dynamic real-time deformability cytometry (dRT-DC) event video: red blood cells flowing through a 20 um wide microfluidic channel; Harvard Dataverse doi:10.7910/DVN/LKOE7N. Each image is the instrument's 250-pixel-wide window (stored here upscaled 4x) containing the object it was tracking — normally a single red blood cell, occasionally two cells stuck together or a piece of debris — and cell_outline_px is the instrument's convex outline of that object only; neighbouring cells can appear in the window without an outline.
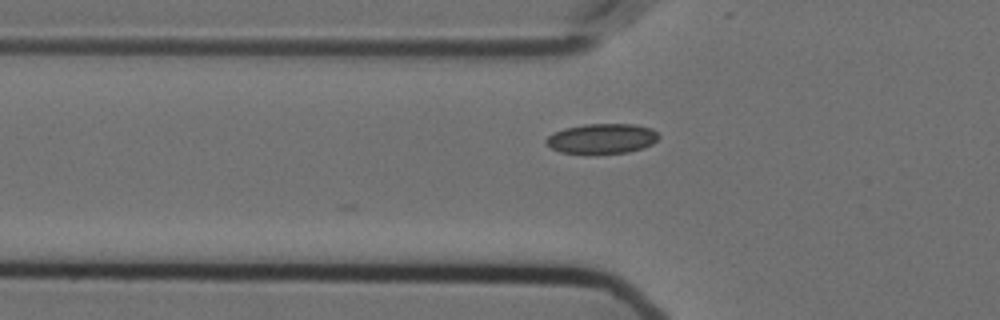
{"species": "Egyptian fruit bat (a non-hibernating species)", "species_latin": "Rousettus aegyptiacus", "temperature_condition": "cold", "stored_images_in_passage": 4, "camera_frame_rate_fps": 3000, "um_per_image_px": 0.085, "animal": {"sex": "female"}, "frame": {"image": 1, "passage_image": 4, "time_ms": 1.0, "image_size_px": [1000, 320], "cell_outline_px": [[660, 136], [652, 144], [644, 148], [628, 152], [592, 156], [560, 152], [544, 144], [544, 140], [552, 132], [564, 128], [584, 124], [636, 124], [652, 128]], "centroid_in_image_um": [51.12, 11.81], "position_along_channel_um": 74.7, "area_um2": 20.52}}